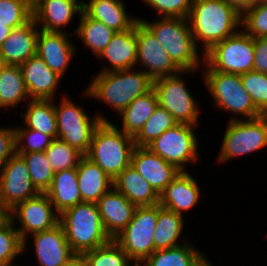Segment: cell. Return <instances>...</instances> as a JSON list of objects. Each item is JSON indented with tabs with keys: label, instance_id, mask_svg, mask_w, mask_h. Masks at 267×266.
I'll use <instances>...</instances> for the list:
<instances>
[{
	"label": "cell",
	"instance_id": "8fae6325",
	"mask_svg": "<svg viewBox=\"0 0 267 266\" xmlns=\"http://www.w3.org/2000/svg\"><path fill=\"white\" fill-rule=\"evenodd\" d=\"M158 204L136 206L132 220L113 241L140 266L154 252Z\"/></svg>",
	"mask_w": 267,
	"mask_h": 266
},
{
	"label": "cell",
	"instance_id": "ac0fdd59",
	"mask_svg": "<svg viewBox=\"0 0 267 266\" xmlns=\"http://www.w3.org/2000/svg\"><path fill=\"white\" fill-rule=\"evenodd\" d=\"M30 99L55 100L64 79L37 55L19 65Z\"/></svg>",
	"mask_w": 267,
	"mask_h": 266
},
{
	"label": "cell",
	"instance_id": "c3c4849f",
	"mask_svg": "<svg viewBox=\"0 0 267 266\" xmlns=\"http://www.w3.org/2000/svg\"><path fill=\"white\" fill-rule=\"evenodd\" d=\"M11 30L12 29L6 26L4 23H0V47L9 36Z\"/></svg>",
	"mask_w": 267,
	"mask_h": 266
},
{
	"label": "cell",
	"instance_id": "6da1fadb",
	"mask_svg": "<svg viewBox=\"0 0 267 266\" xmlns=\"http://www.w3.org/2000/svg\"><path fill=\"white\" fill-rule=\"evenodd\" d=\"M188 20L194 42L204 54L241 29L242 14L224 0H193Z\"/></svg>",
	"mask_w": 267,
	"mask_h": 266
},
{
	"label": "cell",
	"instance_id": "ee69618b",
	"mask_svg": "<svg viewBox=\"0 0 267 266\" xmlns=\"http://www.w3.org/2000/svg\"><path fill=\"white\" fill-rule=\"evenodd\" d=\"M158 17L188 18L193 0H140Z\"/></svg>",
	"mask_w": 267,
	"mask_h": 266
},
{
	"label": "cell",
	"instance_id": "9a60e30c",
	"mask_svg": "<svg viewBox=\"0 0 267 266\" xmlns=\"http://www.w3.org/2000/svg\"><path fill=\"white\" fill-rule=\"evenodd\" d=\"M24 159L14 154L0 171V205L8 213L18 203L38 195Z\"/></svg>",
	"mask_w": 267,
	"mask_h": 266
},
{
	"label": "cell",
	"instance_id": "9c48e42d",
	"mask_svg": "<svg viewBox=\"0 0 267 266\" xmlns=\"http://www.w3.org/2000/svg\"><path fill=\"white\" fill-rule=\"evenodd\" d=\"M253 38L242 28L232 36L214 44L204 53L201 71L244 74L254 67Z\"/></svg>",
	"mask_w": 267,
	"mask_h": 266
},
{
	"label": "cell",
	"instance_id": "74e56055",
	"mask_svg": "<svg viewBox=\"0 0 267 266\" xmlns=\"http://www.w3.org/2000/svg\"><path fill=\"white\" fill-rule=\"evenodd\" d=\"M87 266H137L113 241L82 254Z\"/></svg>",
	"mask_w": 267,
	"mask_h": 266
},
{
	"label": "cell",
	"instance_id": "484cf974",
	"mask_svg": "<svg viewBox=\"0 0 267 266\" xmlns=\"http://www.w3.org/2000/svg\"><path fill=\"white\" fill-rule=\"evenodd\" d=\"M113 187L135 206L159 202V195L131 164L113 180Z\"/></svg>",
	"mask_w": 267,
	"mask_h": 266
},
{
	"label": "cell",
	"instance_id": "60d3db41",
	"mask_svg": "<svg viewBox=\"0 0 267 266\" xmlns=\"http://www.w3.org/2000/svg\"><path fill=\"white\" fill-rule=\"evenodd\" d=\"M18 125V126H17ZM15 129L16 154L44 152L53 141L49 135L17 124Z\"/></svg>",
	"mask_w": 267,
	"mask_h": 266
},
{
	"label": "cell",
	"instance_id": "cb8c5ba5",
	"mask_svg": "<svg viewBox=\"0 0 267 266\" xmlns=\"http://www.w3.org/2000/svg\"><path fill=\"white\" fill-rule=\"evenodd\" d=\"M39 28L32 18L25 25L12 29L0 47L7 65H21L36 55Z\"/></svg>",
	"mask_w": 267,
	"mask_h": 266
},
{
	"label": "cell",
	"instance_id": "8d00e7d4",
	"mask_svg": "<svg viewBox=\"0 0 267 266\" xmlns=\"http://www.w3.org/2000/svg\"><path fill=\"white\" fill-rule=\"evenodd\" d=\"M18 155L24 159L35 188L40 193H45L50 187L55 174L45 152H30Z\"/></svg>",
	"mask_w": 267,
	"mask_h": 266
},
{
	"label": "cell",
	"instance_id": "44dd1931",
	"mask_svg": "<svg viewBox=\"0 0 267 266\" xmlns=\"http://www.w3.org/2000/svg\"><path fill=\"white\" fill-rule=\"evenodd\" d=\"M190 171H181L159 194V204L185 217L200 202L201 188Z\"/></svg>",
	"mask_w": 267,
	"mask_h": 266
},
{
	"label": "cell",
	"instance_id": "3957f363",
	"mask_svg": "<svg viewBox=\"0 0 267 266\" xmlns=\"http://www.w3.org/2000/svg\"><path fill=\"white\" fill-rule=\"evenodd\" d=\"M138 19L153 33L173 62L183 71L200 70L204 54L196 46L188 18ZM201 53V54H200Z\"/></svg>",
	"mask_w": 267,
	"mask_h": 266
},
{
	"label": "cell",
	"instance_id": "8992f818",
	"mask_svg": "<svg viewBox=\"0 0 267 266\" xmlns=\"http://www.w3.org/2000/svg\"><path fill=\"white\" fill-rule=\"evenodd\" d=\"M200 72L202 82L212 97L213 107L215 110L230 112V121L254 119L263 115L246 92L239 74L220 71Z\"/></svg>",
	"mask_w": 267,
	"mask_h": 266
},
{
	"label": "cell",
	"instance_id": "7bdbcfd3",
	"mask_svg": "<svg viewBox=\"0 0 267 266\" xmlns=\"http://www.w3.org/2000/svg\"><path fill=\"white\" fill-rule=\"evenodd\" d=\"M33 18L24 0H0V23L11 29L21 27Z\"/></svg>",
	"mask_w": 267,
	"mask_h": 266
},
{
	"label": "cell",
	"instance_id": "816d5d0a",
	"mask_svg": "<svg viewBox=\"0 0 267 266\" xmlns=\"http://www.w3.org/2000/svg\"><path fill=\"white\" fill-rule=\"evenodd\" d=\"M8 216V213L0 205V222Z\"/></svg>",
	"mask_w": 267,
	"mask_h": 266
},
{
	"label": "cell",
	"instance_id": "f907efd6",
	"mask_svg": "<svg viewBox=\"0 0 267 266\" xmlns=\"http://www.w3.org/2000/svg\"><path fill=\"white\" fill-rule=\"evenodd\" d=\"M26 6L33 12L37 9L45 0H24Z\"/></svg>",
	"mask_w": 267,
	"mask_h": 266
},
{
	"label": "cell",
	"instance_id": "30bf717a",
	"mask_svg": "<svg viewBox=\"0 0 267 266\" xmlns=\"http://www.w3.org/2000/svg\"><path fill=\"white\" fill-rule=\"evenodd\" d=\"M222 136L217 164L250 155L267 147V115L254 119L228 121Z\"/></svg>",
	"mask_w": 267,
	"mask_h": 266
},
{
	"label": "cell",
	"instance_id": "7402d4cb",
	"mask_svg": "<svg viewBox=\"0 0 267 266\" xmlns=\"http://www.w3.org/2000/svg\"><path fill=\"white\" fill-rule=\"evenodd\" d=\"M137 51L135 24L133 28L123 32H116L112 36L110 43L97 57V59L103 60L104 63L106 62L103 64L104 66H101L102 69L100 68L99 72H113L136 68Z\"/></svg>",
	"mask_w": 267,
	"mask_h": 266
},
{
	"label": "cell",
	"instance_id": "b9f144b4",
	"mask_svg": "<svg viewBox=\"0 0 267 266\" xmlns=\"http://www.w3.org/2000/svg\"><path fill=\"white\" fill-rule=\"evenodd\" d=\"M240 77L256 108L267 115V74L252 70Z\"/></svg>",
	"mask_w": 267,
	"mask_h": 266
},
{
	"label": "cell",
	"instance_id": "5bb4252c",
	"mask_svg": "<svg viewBox=\"0 0 267 266\" xmlns=\"http://www.w3.org/2000/svg\"><path fill=\"white\" fill-rule=\"evenodd\" d=\"M136 36L138 50L136 68L141 69L152 80L176 75L182 71L140 20L136 23Z\"/></svg>",
	"mask_w": 267,
	"mask_h": 266
},
{
	"label": "cell",
	"instance_id": "7dc6e473",
	"mask_svg": "<svg viewBox=\"0 0 267 266\" xmlns=\"http://www.w3.org/2000/svg\"><path fill=\"white\" fill-rule=\"evenodd\" d=\"M227 4L234 7L240 14H243L257 0H224Z\"/></svg>",
	"mask_w": 267,
	"mask_h": 266
},
{
	"label": "cell",
	"instance_id": "836d02e7",
	"mask_svg": "<svg viewBox=\"0 0 267 266\" xmlns=\"http://www.w3.org/2000/svg\"><path fill=\"white\" fill-rule=\"evenodd\" d=\"M79 23L75 28V35L97 58L105 47L110 43L112 36L116 33L102 22L88 17L83 11L79 15Z\"/></svg>",
	"mask_w": 267,
	"mask_h": 266
},
{
	"label": "cell",
	"instance_id": "603a6c76",
	"mask_svg": "<svg viewBox=\"0 0 267 266\" xmlns=\"http://www.w3.org/2000/svg\"><path fill=\"white\" fill-rule=\"evenodd\" d=\"M107 235L113 240L132 220L136 206L114 187L96 203Z\"/></svg>",
	"mask_w": 267,
	"mask_h": 266
},
{
	"label": "cell",
	"instance_id": "f6af8a7d",
	"mask_svg": "<svg viewBox=\"0 0 267 266\" xmlns=\"http://www.w3.org/2000/svg\"><path fill=\"white\" fill-rule=\"evenodd\" d=\"M16 153L14 126L0 125V171L11 156Z\"/></svg>",
	"mask_w": 267,
	"mask_h": 266
},
{
	"label": "cell",
	"instance_id": "e0dca14e",
	"mask_svg": "<svg viewBox=\"0 0 267 266\" xmlns=\"http://www.w3.org/2000/svg\"><path fill=\"white\" fill-rule=\"evenodd\" d=\"M69 33L48 32L39 29L36 55L62 78L66 75L77 49Z\"/></svg>",
	"mask_w": 267,
	"mask_h": 266
},
{
	"label": "cell",
	"instance_id": "681fc988",
	"mask_svg": "<svg viewBox=\"0 0 267 266\" xmlns=\"http://www.w3.org/2000/svg\"><path fill=\"white\" fill-rule=\"evenodd\" d=\"M64 266H87V265L82 255H76Z\"/></svg>",
	"mask_w": 267,
	"mask_h": 266
},
{
	"label": "cell",
	"instance_id": "4316f807",
	"mask_svg": "<svg viewBox=\"0 0 267 266\" xmlns=\"http://www.w3.org/2000/svg\"><path fill=\"white\" fill-rule=\"evenodd\" d=\"M76 169L83 202L97 203L113 187V180L86 156L80 160Z\"/></svg>",
	"mask_w": 267,
	"mask_h": 266
},
{
	"label": "cell",
	"instance_id": "d6a6232c",
	"mask_svg": "<svg viewBox=\"0 0 267 266\" xmlns=\"http://www.w3.org/2000/svg\"><path fill=\"white\" fill-rule=\"evenodd\" d=\"M30 99L19 65H7L0 72V109L17 110ZM3 108V109H2Z\"/></svg>",
	"mask_w": 267,
	"mask_h": 266
},
{
	"label": "cell",
	"instance_id": "2e32d148",
	"mask_svg": "<svg viewBox=\"0 0 267 266\" xmlns=\"http://www.w3.org/2000/svg\"><path fill=\"white\" fill-rule=\"evenodd\" d=\"M33 241V250L39 266H64L76 254L72 251L65 237L62 225L59 223L55 227L42 232H36L27 236L23 240V254L29 252L27 239ZM38 266V265H37Z\"/></svg>",
	"mask_w": 267,
	"mask_h": 266
},
{
	"label": "cell",
	"instance_id": "ffe728a7",
	"mask_svg": "<svg viewBox=\"0 0 267 266\" xmlns=\"http://www.w3.org/2000/svg\"><path fill=\"white\" fill-rule=\"evenodd\" d=\"M82 11L83 0H45L33 11V19L41 30L75 35V30L67 32L66 29Z\"/></svg>",
	"mask_w": 267,
	"mask_h": 266
},
{
	"label": "cell",
	"instance_id": "83f0119b",
	"mask_svg": "<svg viewBox=\"0 0 267 266\" xmlns=\"http://www.w3.org/2000/svg\"><path fill=\"white\" fill-rule=\"evenodd\" d=\"M45 194L59 214L72 206L82 203L77 169L71 168L55 172L50 187Z\"/></svg>",
	"mask_w": 267,
	"mask_h": 266
},
{
	"label": "cell",
	"instance_id": "5b68a950",
	"mask_svg": "<svg viewBox=\"0 0 267 266\" xmlns=\"http://www.w3.org/2000/svg\"><path fill=\"white\" fill-rule=\"evenodd\" d=\"M114 123L113 120L100 123L85 155L112 180L131 164V155L135 147L133 137L126 135Z\"/></svg>",
	"mask_w": 267,
	"mask_h": 266
},
{
	"label": "cell",
	"instance_id": "d590c367",
	"mask_svg": "<svg viewBox=\"0 0 267 266\" xmlns=\"http://www.w3.org/2000/svg\"><path fill=\"white\" fill-rule=\"evenodd\" d=\"M22 255L23 240L7 216L0 222V266H19L16 259Z\"/></svg>",
	"mask_w": 267,
	"mask_h": 266
},
{
	"label": "cell",
	"instance_id": "bcb514c9",
	"mask_svg": "<svg viewBox=\"0 0 267 266\" xmlns=\"http://www.w3.org/2000/svg\"><path fill=\"white\" fill-rule=\"evenodd\" d=\"M254 71L267 74V38H253Z\"/></svg>",
	"mask_w": 267,
	"mask_h": 266
},
{
	"label": "cell",
	"instance_id": "277c9868",
	"mask_svg": "<svg viewBox=\"0 0 267 266\" xmlns=\"http://www.w3.org/2000/svg\"><path fill=\"white\" fill-rule=\"evenodd\" d=\"M65 237L76 255L102 247L111 241L96 203L82 202L60 214Z\"/></svg>",
	"mask_w": 267,
	"mask_h": 266
},
{
	"label": "cell",
	"instance_id": "d6986e66",
	"mask_svg": "<svg viewBox=\"0 0 267 266\" xmlns=\"http://www.w3.org/2000/svg\"><path fill=\"white\" fill-rule=\"evenodd\" d=\"M131 165L158 195L181 172L173 164L166 162L147 147H134Z\"/></svg>",
	"mask_w": 267,
	"mask_h": 266
},
{
	"label": "cell",
	"instance_id": "f546056e",
	"mask_svg": "<svg viewBox=\"0 0 267 266\" xmlns=\"http://www.w3.org/2000/svg\"><path fill=\"white\" fill-rule=\"evenodd\" d=\"M206 254L188 241L174 248L154 251L140 266H201L208 259Z\"/></svg>",
	"mask_w": 267,
	"mask_h": 266
},
{
	"label": "cell",
	"instance_id": "52a82bcc",
	"mask_svg": "<svg viewBox=\"0 0 267 266\" xmlns=\"http://www.w3.org/2000/svg\"><path fill=\"white\" fill-rule=\"evenodd\" d=\"M55 99V115L57 122V138L67 142L84 156L92 142L93 134L101 122H111L105 113L99 112L93 116L85 111L83 106L64 93L58 103Z\"/></svg>",
	"mask_w": 267,
	"mask_h": 266
},
{
	"label": "cell",
	"instance_id": "d4e9b609",
	"mask_svg": "<svg viewBox=\"0 0 267 266\" xmlns=\"http://www.w3.org/2000/svg\"><path fill=\"white\" fill-rule=\"evenodd\" d=\"M124 0H88L83 1V12L90 18L102 22L115 32H123L135 26L139 21L125 8Z\"/></svg>",
	"mask_w": 267,
	"mask_h": 266
},
{
	"label": "cell",
	"instance_id": "ba28073f",
	"mask_svg": "<svg viewBox=\"0 0 267 266\" xmlns=\"http://www.w3.org/2000/svg\"><path fill=\"white\" fill-rule=\"evenodd\" d=\"M200 70L181 71L172 76L153 80L159 106L165 108L178 123L199 126L201 120L200 103L194 98L183 75H196Z\"/></svg>",
	"mask_w": 267,
	"mask_h": 266
},
{
	"label": "cell",
	"instance_id": "f35d334b",
	"mask_svg": "<svg viewBox=\"0 0 267 266\" xmlns=\"http://www.w3.org/2000/svg\"><path fill=\"white\" fill-rule=\"evenodd\" d=\"M54 172L77 168L84 155L59 138L44 151Z\"/></svg>",
	"mask_w": 267,
	"mask_h": 266
},
{
	"label": "cell",
	"instance_id": "1f68e13d",
	"mask_svg": "<svg viewBox=\"0 0 267 266\" xmlns=\"http://www.w3.org/2000/svg\"><path fill=\"white\" fill-rule=\"evenodd\" d=\"M26 104V108L23 110L24 112L22 111L19 114V117L23 120V126L56 139L58 131L55 115V100L31 99Z\"/></svg>",
	"mask_w": 267,
	"mask_h": 266
},
{
	"label": "cell",
	"instance_id": "4dcf8cb0",
	"mask_svg": "<svg viewBox=\"0 0 267 266\" xmlns=\"http://www.w3.org/2000/svg\"><path fill=\"white\" fill-rule=\"evenodd\" d=\"M156 92L152 88L145 94L135 98L120 114L121 127L114 124L118 129L126 135L135 137L146 123L148 118L158 106Z\"/></svg>",
	"mask_w": 267,
	"mask_h": 266
},
{
	"label": "cell",
	"instance_id": "e575fe53",
	"mask_svg": "<svg viewBox=\"0 0 267 266\" xmlns=\"http://www.w3.org/2000/svg\"><path fill=\"white\" fill-rule=\"evenodd\" d=\"M178 122L163 107L157 106L138 134L133 138L137 147H147L166 130L177 125Z\"/></svg>",
	"mask_w": 267,
	"mask_h": 266
},
{
	"label": "cell",
	"instance_id": "f1b7e54d",
	"mask_svg": "<svg viewBox=\"0 0 267 266\" xmlns=\"http://www.w3.org/2000/svg\"><path fill=\"white\" fill-rule=\"evenodd\" d=\"M184 216L158 203V218L154 234V251L180 246L189 241L183 236Z\"/></svg>",
	"mask_w": 267,
	"mask_h": 266
},
{
	"label": "cell",
	"instance_id": "7c38bea8",
	"mask_svg": "<svg viewBox=\"0 0 267 266\" xmlns=\"http://www.w3.org/2000/svg\"><path fill=\"white\" fill-rule=\"evenodd\" d=\"M198 126L178 123L163 132L147 146L153 153L173 164L180 171H189L188 164L194 165L200 159Z\"/></svg>",
	"mask_w": 267,
	"mask_h": 266
},
{
	"label": "cell",
	"instance_id": "4fadbf2b",
	"mask_svg": "<svg viewBox=\"0 0 267 266\" xmlns=\"http://www.w3.org/2000/svg\"><path fill=\"white\" fill-rule=\"evenodd\" d=\"M8 217L13 221V224H17L15 228L22 240L33 233L55 227L60 220V214L55 210L45 193H39L18 203L8 212Z\"/></svg>",
	"mask_w": 267,
	"mask_h": 266
},
{
	"label": "cell",
	"instance_id": "db71d44e",
	"mask_svg": "<svg viewBox=\"0 0 267 266\" xmlns=\"http://www.w3.org/2000/svg\"><path fill=\"white\" fill-rule=\"evenodd\" d=\"M210 258H208L201 266H216L213 265V263L211 261H209Z\"/></svg>",
	"mask_w": 267,
	"mask_h": 266
},
{
	"label": "cell",
	"instance_id": "7a4b0ae2",
	"mask_svg": "<svg viewBox=\"0 0 267 266\" xmlns=\"http://www.w3.org/2000/svg\"><path fill=\"white\" fill-rule=\"evenodd\" d=\"M82 97L100 101L119 115L135 98L153 88V80L141 69L97 72Z\"/></svg>",
	"mask_w": 267,
	"mask_h": 266
},
{
	"label": "cell",
	"instance_id": "ab89813d",
	"mask_svg": "<svg viewBox=\"0 0 267 266\" xmlns=\"http://www.w3.org/2000/svg\"><path fill=\"white\" fill-rule=\"evenodd\" d=\"M241 28L252 38H267V0H257L242 14Z\"/></svg>",
	"mask_w": 267,
	"mask_h": 266
},
{
	"label": "cell",
	"instance_id": "f5cc1de1",
	"mask_svg": "<svg viewBox=\"0 0 267 266\" xmlns=\"http://www.w3.org/2000/svg\"><path fill=\"white\" fill-rule=\"evenodd\" d=\"M7 66L6 62L4 61V58L2 57L1 53H0V72L2 71V69Z\"/></svg>",
	"mask_w": 267,
	"mask_h": 266
}]
</instances>
